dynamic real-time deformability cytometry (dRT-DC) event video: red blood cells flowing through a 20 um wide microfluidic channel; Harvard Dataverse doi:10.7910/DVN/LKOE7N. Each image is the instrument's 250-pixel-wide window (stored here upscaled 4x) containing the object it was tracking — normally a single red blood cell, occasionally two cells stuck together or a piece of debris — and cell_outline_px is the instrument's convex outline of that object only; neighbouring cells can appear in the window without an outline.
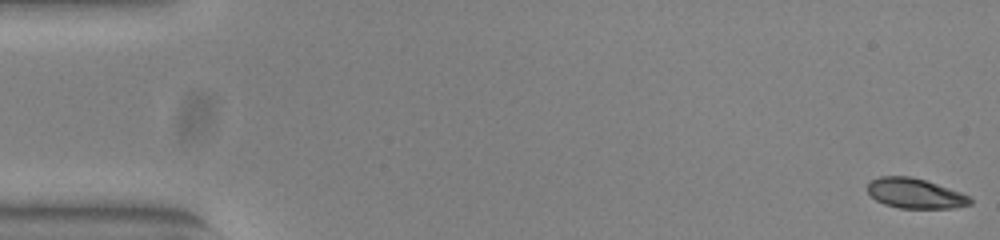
{"species": "common noctule bat (a hibernating species)", "species_latin": "Nyctalus noctula", "temperature_condition": "warm", "stored_images_in_passage": 53, "camera_frame_rate_fps": 3000, "um_per_image_px": 0.085, "animal": {"sex": "female", "body_mass_g": 23.0, "forearm_length_mm": 53.4}, "frame": {"image": 1, "passage_image": 1, "time_ms": 0.0, "image_size_px": [1000, 240], "cell_outline_px": [[972, 204], [952, 208], [900, 208], [884, 204], [876, 200], [868, 192], [868, 184], [872, 180], [880, 176], [912, 176], [960, 192], [968, 196], [972, 200]], "centroid_in_image_um": [77.77, 16.44], "position_along_channel_um": 7.2, "area_um2": 17.74}}
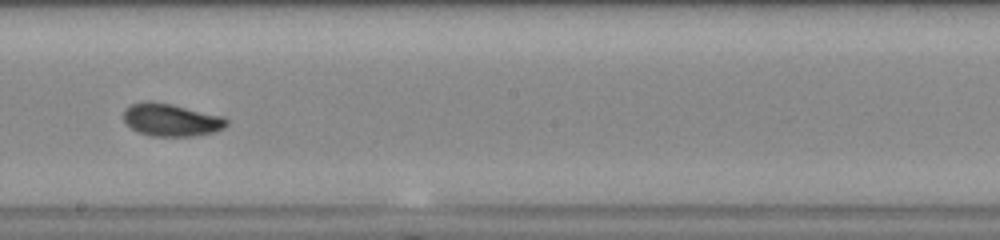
{"frame": {"image": 2, "passage_image": 30, "time_ms": 9.667, "image_size_px": [1000, 240], "cell_outline_px": [[228, 124], [224, 128], [216, 132], [192, 136], [152, 136], [136, 132], [124, 120], [124, 108], [132, 104], [144, 100], [148, 100], [172, 104], [224, 116], [228, 120]], "centroid_in_image_um": [14.56, 10.18], "position_along_channel_um": 233.6, "area_um2": 19.83}}
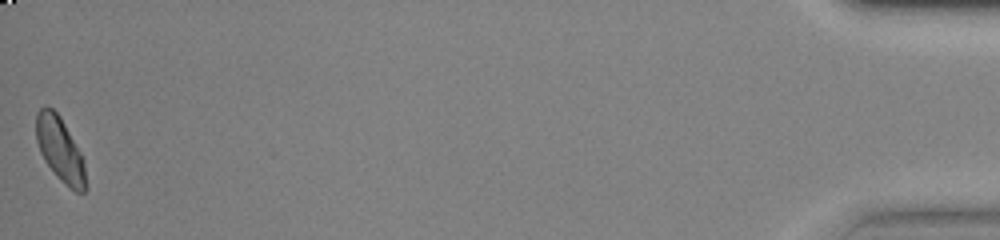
{"frame": {"image": 3, "passage_image": 53, "time_ms": 17.333, "image_size_px": [1000, 240], "cell_outline_px": [[88, 188], [84, 192], [76, 192], [60, 180], [56, 176], [44, 160], [40, 152], [36, 140], [36, 112], [40, 108], [52, 108], [60, 116], [80, 152], [84, 160]], "centroid_in_image_um": [5.12, 12.75], "position_along_channel_um": 430.1, "area_um2": 18.61}, "authors_computed_cell_mechanics": {"area_um2": 18.8428, "velocity_mm_per_s": 3.876, "shape_relaxation_time_tau1_ms": 3.9292, "shape_relaxation_time_tau2_ms": 3.2292, "deformation_change_tau1": 0.1317, "deformation_change_tau2": 0.0454}}